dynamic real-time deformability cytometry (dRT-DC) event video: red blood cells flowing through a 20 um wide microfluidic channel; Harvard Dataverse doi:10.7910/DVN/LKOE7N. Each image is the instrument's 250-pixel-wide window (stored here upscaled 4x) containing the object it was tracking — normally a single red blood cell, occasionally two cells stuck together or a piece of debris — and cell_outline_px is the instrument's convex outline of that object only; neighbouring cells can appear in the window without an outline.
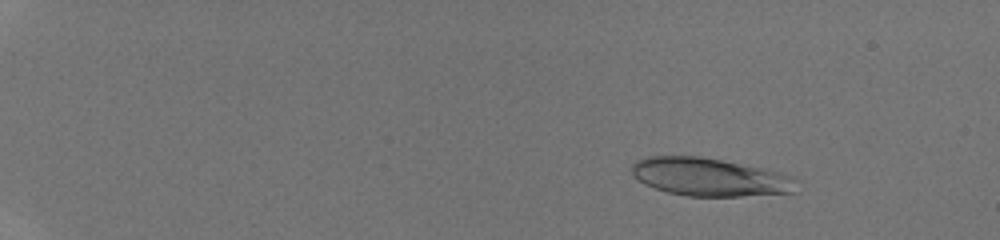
{"species": "human", "species_latin": "Homo sapiens", "temperature_condition": "room temperature", "stored_images_in_passage": 45, "camera_frame_rate_fps": 3000, "um_per_image_px": 0.085, "donor": {"sex": "male"}, "frame": {"image": 1, "passage_image": 6, "time_ms": 1.667, "image_size_px": [1000, 240], "cell_outline_px": [[800, 180], [796, 192], [740, 196], [688, 196], [668, 192], [644, 184], [632, 172], [632, 164], [636, 160], [648, 156], [700, 156], [780, 172], [792, 176]], "centroid_in_image_um": [60.37, 15.05], "position_along_channel_um": 24.6, "area_um2": 36.41}}
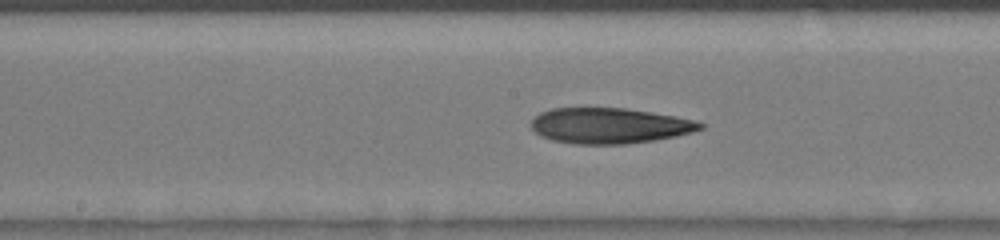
{"frame": {"image": 2, "passage_image": 26, "time_ms": 8.333, "image_size_px": [1000, 240], "cell_outline_px": [[704, 128], [692, 132], [676, 136], [656, 140], [624, 144], [576, 144], [552, 140], [540, 136], [532, 128], [532, 120], [540, 112], [552, 108], [624, 108], [676, 116], [692, 120], [704, 124]], "centroid_in_image_um": [51.8, 10.69], "position_along_channel_um": 196.4, "area_um2": 34.97}}
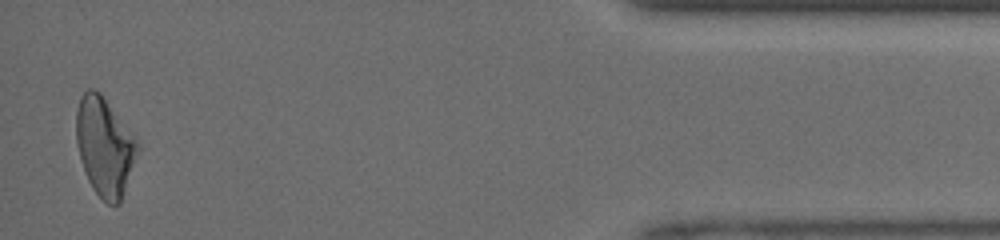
{"frame": {"image": 3, "passage_image": 44, "time_ms": 14.333, "image_size_px": [1000, 240], "cell_outline_px": [[140, 148], [120, 204], [108, 204], [92, 188], [88, 180], [80, 160], [76, 140], [76, 112], [80, 96], [88, 88], [96, 88], [100, 92], [140, 144]], "centroid_in_image_um": [8.89, 12.45], "position_along_channel_um": 426.3, "area_um2": 35.14}}